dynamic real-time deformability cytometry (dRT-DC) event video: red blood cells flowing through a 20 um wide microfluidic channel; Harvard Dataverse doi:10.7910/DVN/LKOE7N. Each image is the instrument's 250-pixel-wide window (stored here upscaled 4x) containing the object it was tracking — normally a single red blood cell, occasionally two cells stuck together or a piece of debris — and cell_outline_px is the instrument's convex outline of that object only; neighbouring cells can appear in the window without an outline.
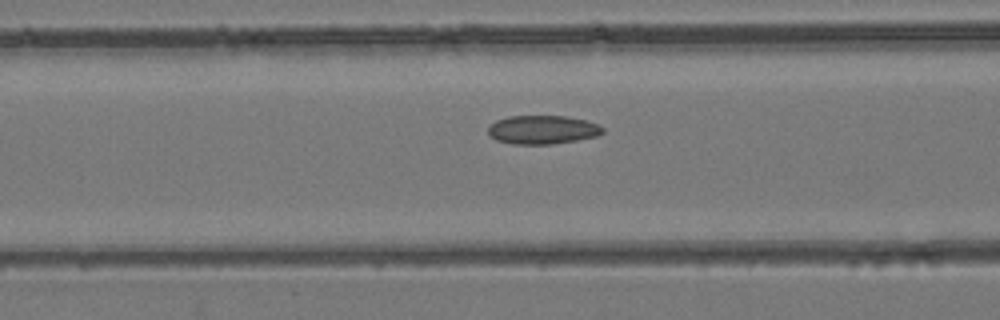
{"species": "common noctule bat (a hibernating species)", "species_latin": "Nyctalus noctula", "temperature_condition": "room temperature", "stored_images_in_passage": 34, "camera_frame_rate_fps": 3000, "um_per_image_px": 0.085, "animal": {"sex": "female", "body_mass_g": 24.6, "forearm_length_mm": 56.2}, "frame": {"image": 1, "passage_image": 14, "time_ms": 4.333, "image_size_px": [1000, 320], "cell_outline_px": [[604, 132], [596, 136], [576, 140], [552, 144], [512, 144], [496, 140], [488, 136], [488, 128], [496, 120], [508, 116], [564, 116], [584, 120], [600, 124], [604, 128]], "centroid_in_image_um": [46.1, 11.03], "position_along_channel_um": 120.5, "area_um2": 19.19}}
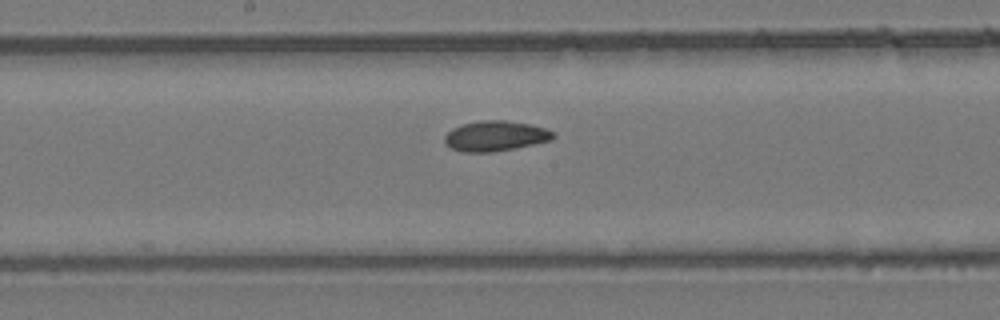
{"frame": {"image": 2, "passage_image": 20, "time_ms": 6.333, "image_size_px": [1000, 320], "cell_outline_px": [[556, 136], [552, 140], [516, 148], [492, 152], [464, 152], [452, 148], [444, 144], [444, 136], [452, 128], [460, 124], [480, 120], [504, 120], [528, 124], [548, 128], [556, 132]], "centroid_in_image_um": [42.13, 11.55], "position_along_channel_um": 206.1, "area_um2": 19.42}}
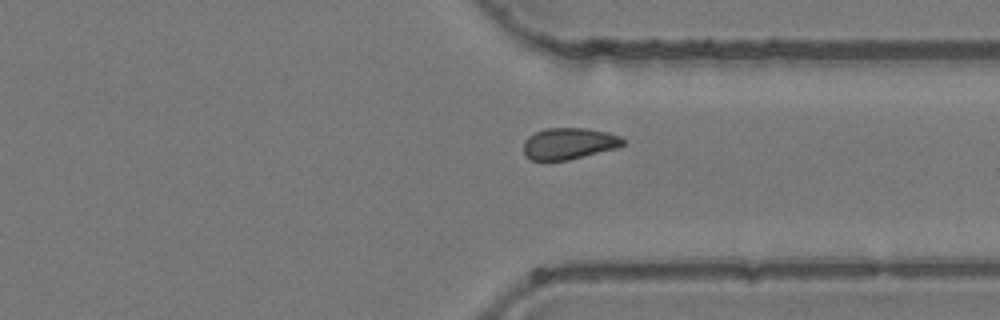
{"frame": {"image": 3, "passage_image": 31, "time_ms": 10.0, "image_size_px": [1000, 320], "cell_outline_px": [[624, 144], [616, 148], [568, 160], [532, 160], [524, 156], [524, 140], [528, 136], [544, 128], [588, 128], [608, 132], [620, 136], [624, 140]], "centroid_in_image_um": [48.34, 12.19], "position_along_channel_um": 363.1, "area_um2": 18.26}}